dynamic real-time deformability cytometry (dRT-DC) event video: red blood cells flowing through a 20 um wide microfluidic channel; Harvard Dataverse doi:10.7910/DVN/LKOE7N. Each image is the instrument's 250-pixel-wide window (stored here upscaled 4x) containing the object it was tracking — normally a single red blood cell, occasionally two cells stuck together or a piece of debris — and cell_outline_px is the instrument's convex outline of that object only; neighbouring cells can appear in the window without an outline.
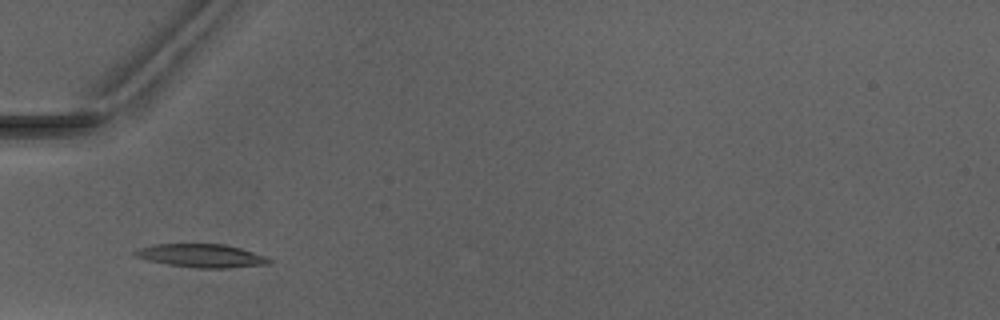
{"species": "Egyptian fruit bat (a non-hibernating species)", "species_latin": "Rousettus aegyptiacus", "temperature_condition": "warm", "stored_images_in_passage": 3, "camera_frame_rate_fps": 3000, "um_per_image_px": 0.085, "animal": {"sex": "male"}, "frame": {"image": 1, "passage_image": 2, "time_ms": 1.333, "image_size_px": [1000, 320], "cell_outline_px": [[272, 264], [228, 268], [196, 268], [168, 264], [148, 260], [136, 256], [132, 252], [140, 248], [152, 244], [224, 244], [240, 248], [268, 256], [272, 260]], "centroid_in_image_um": [17.19, 21.74], "position_along_channel_um": 67.8, "area_um2": 18.32}}